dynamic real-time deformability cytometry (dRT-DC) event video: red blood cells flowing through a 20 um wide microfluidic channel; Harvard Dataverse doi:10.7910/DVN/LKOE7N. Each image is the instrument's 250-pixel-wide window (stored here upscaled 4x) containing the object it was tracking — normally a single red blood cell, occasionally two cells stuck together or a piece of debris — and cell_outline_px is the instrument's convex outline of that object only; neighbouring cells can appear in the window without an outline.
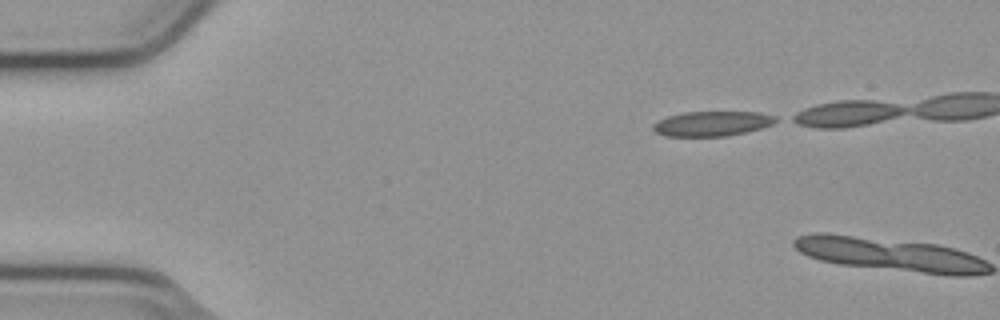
{"species": "common noctule bat (a hibernating species)", "species_latin": "Nyctalus noctula", "temperature_condition": "cold", "stored_images_in_passage": 2, "camera_frame_rate_fps": 3000, "um_per_image_px": 0.085, "animal": {"sex": "male", "body_mass_g": 23.1, "forearm_length_mm": 52.7}, "frame": {"image": 1, "passage_image": 1, "time_ms": 0.0, "image_size_px": [1000, 320], "cell_outline_px": [[780, 120], [772, 124], [748, 132], [728, 136], [664, 136], [656, 132], [652, 128], [652, 124], [668, 116], [684, 112], [760, 112], [776, 116]], "centroid_in_image_um": [60.56, 10.51], "position_along_channel_um": 24.4, "area_um2": 17.86}}